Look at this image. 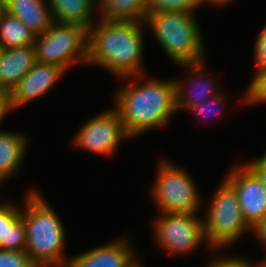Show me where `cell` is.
<instances>
[{
  "instance_id": "6da1fadb",
  "label": "cell",
  "mask_w": 266,
  "mask_h": 267,
  "mask_svg": "<svg viewBox=\"0 0 266 267\" xmlns=\"http://www.w3.org/2000/svg\"><path fill=\"white\" fill-rule=\"evenodd\" d=\"M123 78L137 80L135 84L121 87L114 95V109L126 133L134 138L150 129L167 124L177 111L175 80L152 78L141 84L140 81L145 78L144 73Z\"/></svg>"
},
{
  "instance_id": "7a4b0ae2",
  "label": "cell",
  "mask_w": 266,
  "mask_h": 267,
  "mask_svg": "<svg viewBox=\"0 0 266 267\" xmlns=\"http://www.w3.org/2000/svg\"><path fill=\"white\" fill-rule=\"evenodd\" d=\"M143 26V27H142ZM145 22H108L99 19L88 29L87 63L107 68L116 77L143 74Z\"/></svg>"
},
{
  "instance_id": "3957f363",
  "label": "cell",
  "mask_w": 266,
  "mask_h": 267,
  "mask_svg": "<svg viewBox=\"0 0 266 267\" xmlns=\"http://www.w3.org/2000/svg\"><path fill=\"white\" fill-rule=\"evenodd\" d=\"M21 208L26 229L25 252L37 267H67L64 258L65 230L59 216L39 191L31 190Z\"/></svg>"
},
{
  "instance_id": "277c9868",
  "label": "cell",
  "mask_w": 266,
  "mask_h": 267,
  "mask_svg": "<svg viewBox=\"0 0 266 267\" xmlns=\"http://www.w3.org/2000/svg\"><path fill=\"white\" fill-rule=\"evenodd\" d=\"M184 11L147 14L145 23L153 29L157 41L175 64L204 61V42L197 17Z\"/></svg>"
},
{
  "instance_id": "5b68a950",
  "label": "cell",
  "mask_w": 266,
  "mask_h": 267,
  "mask_svg": "<svg viewBox=\"0 0 266 267\" xmlns=\"http://www.w3.org/2000/svg\"><path fill=\"white\" fill-rule=\"evenodd\" d=\"M220 183L203 221L207 245L216 250L238 241L248 230L252 232L243 217L234 187L225 178Z\"/></svg>"
},
{
  "instance_id": "8992f818",
  "label": "cell",
  "mask_w": 266,
  "mask_h": 267,
  "mask_svg": "<svg viewBox=\"0 0 266 267\" xmlns=\"http://www.w3.org/2000/svg\"><path fill=\"white\" fill-rule=\"evenodd\" d=\"M88 29L79 24L53 22L43 34L36 35V62L54 64L65 71L77 62L87 63Z\"/></svg>"
},
{
  "instance_id": "52a82bcc",
  "label": "cell",
  "mask_w": 266,
  "mask_h": 267,
  "mask_svg": "<svg viewBox=\"0 0 266 267\" xmlns=\"http://www.w3.org/2000/svg\"><path fill=\"white\" fill-rule=\"evenodd\" d=\"M157 171L150 196L158 211L196 214L201 206V198L189 173L167 160L160 161Z\"/></svg>"
},
{
  "instance_id": "ba28073f",
  "label": "cell",
  "mask_w": 266,
  "mask_h": 267,
  "mask_svg": "<svg viewBox=\"0 0 266 267\" xmlns=\"http://www.w3.org/2000/svg\"><path fill=\"white\" fill-rule=\"evenodd\" d=\"M155 220L154 237L157 244L166 252L174 254L190 253L207 239L203 219L194 213H159Z\"/></svg>"
},
{
  "instance_id": "9c48e42d",
  "label": "cell",
  "mask_w": 266,
  "mask_h": 267,
  "mask_svg": "<svg viewBox=\"0 0 266 267\" xmlns=\"http://www.w3.org/2000/svg\"><path fill=\"white\" fill-rule=\"evenodd\" d=\"M131 138L113 108L89 119L74 137V146L100 155H112L123 139Z\"/></svg>"
},
{
  "instance_id": "30bf717a",
  "label": "cell",
  "mask_w": 266,
  "mask_h": 267,
  "mask_svg": "<svg viewBox=\"0 0 266 267\" xmlns=\"http://www.w3.org/2000/svg\"><path fill=\"white\" fill-rule=\"evenodd\" d=\"M224 178L234 187L243 217L253 227L266 216V189L247 165H234Z\"/></svg>"
},
{
  "instance_id": "8fae6325",
  "label": "cell",
  "mask_w": 266,
  "mask_h": 267,
  "mask_svg": "<svg viewBox=\"0 0 266 267\" xmlns=\"http://www.w3.org/2000/svg\"><path fill=\"white\" fill-rule=\"evenodd\" d=\"M66 71L57 65L36 62L32 69L9 93L12 110L41 98Z\"/></svg>"
},
{
  "instance_id": "7c38bea8",
  "label": "cell",
  "mask_w": 266,
  "mask_h": 267,
  "mask_svg": "<svg viewBox=\"0 0 266 267\" xmlns=\"http://www.w3.org/2000/svg\"><path fill=\"white\" fill-rule=\"evenodd\" d=\"M128 237L118 238L106 245L72 256L67 267H134L135 252Z\"/></svg>"
},
{
  "instance_id": "4fadbf2b",
  "label": "cell",
  "mask_w": 266,
  "mask_h": 267,
  "mask_svg": "<svg viewBox=\"0 0 266 267\" xmlns=\"http://www.w3.org/2000/svg\"><path fill=\"white\" fill-rule=\"evenodd\" d=\"M204 63L205 60L204 62L201 61L197 63L180 64V66L188 69L187 71L190 70L189 74H191L192 76L188 78L190 79L188 81H191V83L189 84H184V81L181 80H175L176 110L179 111V109L183 107L189 109L221 93H218V90H216V88L218 87H216L215 85L217 84L213 83L214 81L210 79L211 77L207 79V77L203 73L205 69V67L203 66L205 65Z\"/></svg>"
},
{
  "instance_id": "5bb4252c",
  "label": "cell",
  "mask_w": 266,
  "mask_h": 267,
  "mask_svg": "<svg viewBox=\"0 0 266 267\" xmlns=\"http://www.w3.org/2000/svg\"><path fill=\"white\" fill-rule=\"evenodd\" d=\"M35 63L34 45L5 49L0 60V90L10 93Z\"/></svg>"
},
{
  "instance_id": "9a60e30c",
  "label": "cell",
  "mask_w": 266,
  "mask_h": 267,
  "mask_svg": "<svg viewBox=\"0 0 266 267\" xmlns=\"http://www.w3.org/2000/svg\"><path fill=\"white\" fill-rule=\"evenodd\" d=\"M5 11L21 20L35 36L46 32L53 23L48 0H8Z\"/></svg>"
},
{
  "instance_id": "2e32d148",
  "label": "cell",
  "mask_w": 266,
  "mask_h": 267,
  "mask_svg": "<svg viewBox=\"0 0 266 267\" xmlns=\"http://www.w3.org/2000/svg\"><path fill=\"white\" fill-rule=\"evenodd\" d=\"M53 22L79 24L89 29L98 0H48Z\"/></svg>"
},
{
  "instance_id": "e0dca14e",
  "label": "cell",
  "mask_w": 266,
  "mask_h": 267,
  "mask_svg": "<svg viewBox=\"0 0 266 267\" xmlns=\"http://www.w3.org/2000/svg\"><path fill=\"white\" fill-rule=\"evenodd\" d=\"M26 135L14 131H0V180L14 176L21 169L27 150Z\"/></svg>"
},
{
  "instance_id": "ac0fdd59",
  "label": "cell",
  "mask_w": 266,
  "mask_h": 267,
  "mask_svg": "<svg viewBox=\"0 0 266 267\" xmlns=\"http://www.w3.org/2000/svg\"><path fill=\"white\" fill-rule=\"evenodd\" d=\"M101 20L108 22H145L146 0H98Z\"/></svg>"
},
{
  "instance_id": "d6986e66",
  "label": "cell",
  "mask_w": 266,
  "mask_h": 267,
  "mask_svg": "<svg viewBox=\"0 0 266 267\" xmlns=\"http://www.w3.org/2000/svg\"><path fill=\"white\" fill-rule=\"evenodd\" d=\"M35 34L6 11L0 16V43L5 49L34 45Z\"/></svg>"
},
{
  "instance_id": "ffe728a7",
  "label": "cell",
  "mask_w": 266,
  "mask_h": 267,
  "mask_svg": "<svg viewBox=\"0 0 266 267\" xmlns=\"http://www.w3.org/2000/svg\"><path fill=\"white\" fill-rule=\"evenodd\" d=\"M200 6V0H146L147 14L171 10L195 14Z\"/></svg>"
},
{
  "instance_id": "44dd1931",
  "label": "cell",
  "mask_w": 266,
  "mask_h": 267,
  "mask_svg": "<svg viewBox=\"0 0 266 267\" xmlns=\"http://www.w3.org/2000/svg\"><path fill=\"white\" fill-rule=\"evenodd\" d=\"M26 229L22 216H20L10 227L7 228L6 242H0V249L25 251Z\"/></svg>"
},
{
  "instance_id": "7402d4cb",
  "label": "cell",
  "mask_w": 266,
  "mask_h": 267,
  "mask_svg": "<svg viewBox=\"0 0 266 267\" xmlns=\"http://www.w3.org/2000/svg\"><path fill=\"white\" fill-rule=\"evenodd\" d=\"M254 79L250 84L245 98L244 104H257L266 102V68L256 71Z\"/></svg>"
},
{
  "instance_id": "603a6c76",
  "label": "cell",
  "mask_w": 266,
  "mask_h": 267,
  "mask_svg": "<svg viewBox=\"0 0 266 267\" xmlns=\"http://www.w3.org/2000/svg\"><path fill=\"white\" fill-rule=\"evenodd\" d=\"M0 267H37L25 251L0 249Z\"/></svg>"
},
{
  "instance_id": "cb8c5ba5",
  "label": "cell",
  "mask_w": 266,
  "mask_h": 267,
  "mask_svg": "<svg viewBox=\"0 0 266 267\" xmlns=\"http://www.w3.org/2000/svg\"><path fill=\"white\" fill-rule=\"evenodd\" d=\"M21 216V208L0 203V242H6L7 228Z\"/></svg>"
},
{
  "instance_id": "d4e9b609",
  "label": "cell",
  "mask_w": 266,
  "mask_h": 267,
  "mask_svg": "<svg viewBox=\"0 0 266 267\" xmlns=\"http://www.w3.org/2000/svg\"><path fill=\"white\" fill-rule=\"evenodd\" d=\"M223 98H225V97H224V95H222V93L218 94V95H216L214 97H211L208 100H205V101L201 102L200 104H197V105L189 108V110L190 111H194V113L196 115L199 114L201 116H204V117L206 116L208 118L209 115H213V114L216 115L218 113L217 112L218 109H220V108L222 109V108H224V106H226L225 102H224L225 99H223ZM215 110H216V112H215Z\"/></svg>"
},
{
  "instance_id": "484cf974",
  "label": "cell",
  "mask_w": 266,
  "mask_h": 267,
  "mask_svg": "<svg viewBox=\"0 0 266 267\" xmlns=\"http://www.w3.org/2000/svg\"><path fill=\"white\" fill-rule=\"evenodd\" d=\"M254 61L256 66V71L266 68V25L259 33L256 38L255 48H254Z\"/></svg>"
},
{
  "instance_id": "4316f807",
  "label": "cell",
  "mask_w": 266,
  "mask_h": 267,
  "mask_svg": "<svg viewBox=\"0 0 266 267\" xmlns=\"http://www.w3.org/2000/svg\"><path fill=\"white\" fill-rule=\"evenodd\" d=\"M251 262L248 259L242 258L241 256L238 258L229 257V256H219L215 259H212L210 263L206 265V267H251Z\"/></svg>"
},
{
  "instance_id": "83f0119b",
  "label": "cell",
  "mask_w": 266,
  "mask_h": 267,
  "mask_svg": "<svg viewBox=\"0 0 266 267\" xmlns=\"http://www.w3.org/2000/svg\"><path fill=\"white\" fill-rule=\"evenodd\" d=\"M247 166L255 173L266 189V152L260 158L251 161Z\"/></svg>"
},
{
  "instance_id": "f1b7e54d",
  "label": "cell",
  "mask_w": 266,
  "mask_h": 267,
  "mask_svg": "<svg viewBox=\"0 0 266 267\" xmlns=\"http://www.w3.org/2000/svg\"><path fill=\"white\" fill-rule=\"evenodd\" d=\"M12 110L10 105L9 93L3 90H0V124L3 121V118L9 111ZM0 131H2L0 129Z\"/></svg>"
},
{
  "instance_id": "f546056e",
  "label": "cell",
  "mask_w": 266,
  "mask_h": 267,
  "mask_svg": "<svg viewBox=\"0 0 266 267\" xmlns=\"http://www.w3.org/2000/svg\"><path fill=\"white\" fill-rule=\"evenodd\" d=\"M252 232L266 248V216L252 227Z\"/></svg>"
},
{
  "instance_id": "4dcf8cb0",
  "label": "cell",
  "mask_w": 266,
  "mask_h": 267,
  "mask_svg": "<svg viewBox=\"0 0 266 267\" xmlns=\"http://www.w3.org/2000/svg\"><path fill=\"white\" fill-rule=\"evenodd\" d=\"M232 0H200V3H201V5H204V3L205 4H213V5H220V6H222V5H226V4H228L229 2H231ZM208 2V3H207Z\"/></svg>"
},
{
  "instance_id": "1f68e13d",
  "label": "cell",
  "mask_w": 266,
  "mask_h": 267,
  "mask_svg": "<svg viewBox=\"0 0 266 267\" xmlns=\"http://www.w3.org/2000/svg\"><path fill=\"white\" fill-rule=\"evenodd\" d=\"M256 264L251 263V267H266V258H264L263 260H261V262H259L256 266Z\"/></svg>"
},
{
  "instance_id": "d6a6232c",
  "label": "cell",
  "mask_w": 266,
  "mask_h": 267,
  "mask_svg": "<svg viewBox=\"0 0 266 267\" xmlns=\"http://www.w3.org/2000/svg\"><path fill=\"white\" fill-rule=\"evenodd\" d=\"M5 12V3L0 0V16Z\"/></svg>"
},
{
  "instance_id": "836d02e7",
  "label": "cell",
  "mask_w": 266,
  "mask_h": 267,
  "mask_svg": "<svg viewBox=\"0 0 266 267\" xmlns=\"http://www.w3.org/2000/svg\"><path fill=\"white\" fill-rule=\"evenodd\" d=\"M5 48L4 46L0 43V60L2 59V56L4 54Z\"/></svg>"
},
{
  "instance_id": "e575fe53",
  "label": "cell",
  "mask_w": 266,
  "mask_h": 267,
  "mask_svg": "<svg viewBox=\"0 0 266 267\" xmlns=\"http://www.w3.org/2000/svg\"><path fill=\"white\" fill-rule=\"evenodd\" d=\"M134 267H142V266L140 265V262H139Z\"/></svg>"
}]
</instances>
